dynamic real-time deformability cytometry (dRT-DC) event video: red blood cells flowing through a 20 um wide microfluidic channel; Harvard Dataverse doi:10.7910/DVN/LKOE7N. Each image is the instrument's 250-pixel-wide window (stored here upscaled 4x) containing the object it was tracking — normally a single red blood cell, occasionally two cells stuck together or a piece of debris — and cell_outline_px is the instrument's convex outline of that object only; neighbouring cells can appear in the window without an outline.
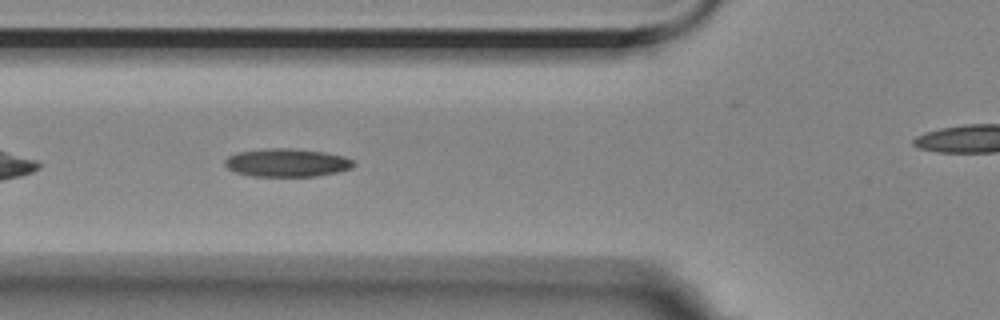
{"species": "Egyptian fruit bat (a non-hibernating species)", "species_latin": "Rousettus aegyptiacus", "temperature_condition": "room temperature", "stored_images_in_passage": 35, "camera_frame_rate_fps": 3000, "um_per_image_px": 0.085, "animal": {"sex": "female"}, "frame": {"image": 1, "passage_image": 6, "time_ms": 1.667, "image_size_px": [1000, 320], "cell_outline_px": [[356, 164], [352, 168], [336, 172], [316, 176], [252, 176], [236, 172], [228, 168], [224, 164], [224, 160], [228, 156], [236, 152], [268, 148], [292, 148], [324, 152], [344, 156], [352, 160]], "centroid_in_image_um": [24.37, 13.82], "position_along_channel_um": 101.4, "area_um2": 21.15}}
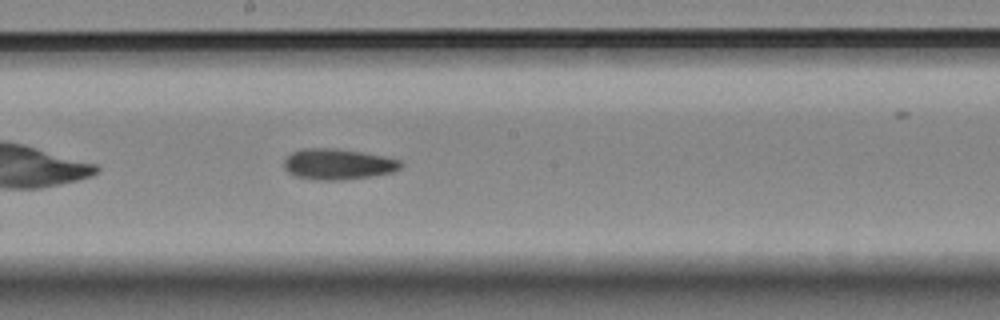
{"frame": {"image": 2, "passage_image": 16, "time_ms": 5.0, "image_size_px": [1000, 320], "cell_outline_px": [[400, 168], [392, 172], [372, 176], [344, 180], [316, 180], [296, 176], [288, 172], [284, 168], [284, 160], [292, 152], [300, 148], [336, 148], [364, 152], [384, 156], [400, 160]], "centroid_in_image_um": [28.7, 13.95], "position_along_channel_um": 219.5, "area_um2": 21.04}}
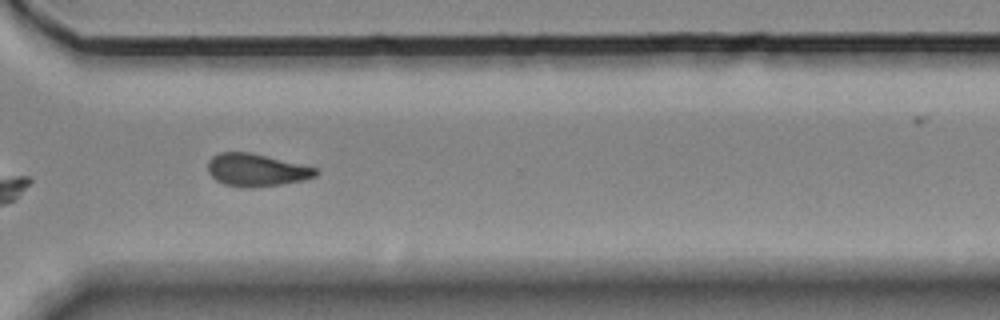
{"frame": {"image": 3, "passage_image": 27, "time_ms": 8.667, "image_size_px": [1000, 320], "cell_outline_px": [[320, 172], [316, 176], [300, 180], [280, 184], [224, 184], [216, 180], [208, 172], [208, 160], [212, 156], [220, 152], [248, 152], [316, 168]], "centroid_in_image_um": [21.76, 14.39], "position_along_channel_um": 348.8, "area_um2": 19.31}, "authors_computed_cell_mechanics": {"area_um2": 20.4612, "velocity_mm_per_s": 3.5322, "shape_relaxation_time_tau1_ms": 7.0792, "shape_relaxation_time_tau2_ms": 6.8777, "deformation_change_tau1": 0.1733, "deformation_change_tau2": 0.1527}}